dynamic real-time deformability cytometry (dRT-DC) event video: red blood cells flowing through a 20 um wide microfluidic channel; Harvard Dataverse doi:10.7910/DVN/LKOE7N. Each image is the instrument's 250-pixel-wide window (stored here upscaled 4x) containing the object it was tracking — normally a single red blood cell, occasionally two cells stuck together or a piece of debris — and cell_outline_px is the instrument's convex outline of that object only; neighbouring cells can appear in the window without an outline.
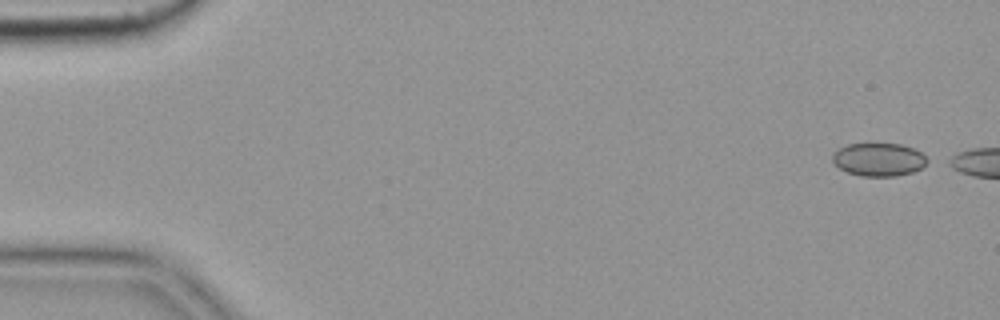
{"species": "common noctule bat (a hibernating species)", "species_latin": "Nyctalus noctula", "temperature_condition": "cold", "stored_images_in_passage": 3, "camera_frame_rate_fps": 3000, "um_per_image_px": 0.085, "animal": {"sex": "female", "body_mass_g": 19.9}, "frame": {"image": 1, "passage_image": 1, "time_ms": 0.0, "image_size_px": [1000, 320], "cell_outline_px": [[932, 160], [920, 168], [912, 172], [896, 176], [860, 176], [848, 172], [840, 168], [832, 160], [832, 156], [840, 148], [848, 144], [900, 144], [916, 148]], "centroid_in_image_um": [74.76, 13.56], "position_along_channel_um": 10.2, "area_um2": 18.32}}